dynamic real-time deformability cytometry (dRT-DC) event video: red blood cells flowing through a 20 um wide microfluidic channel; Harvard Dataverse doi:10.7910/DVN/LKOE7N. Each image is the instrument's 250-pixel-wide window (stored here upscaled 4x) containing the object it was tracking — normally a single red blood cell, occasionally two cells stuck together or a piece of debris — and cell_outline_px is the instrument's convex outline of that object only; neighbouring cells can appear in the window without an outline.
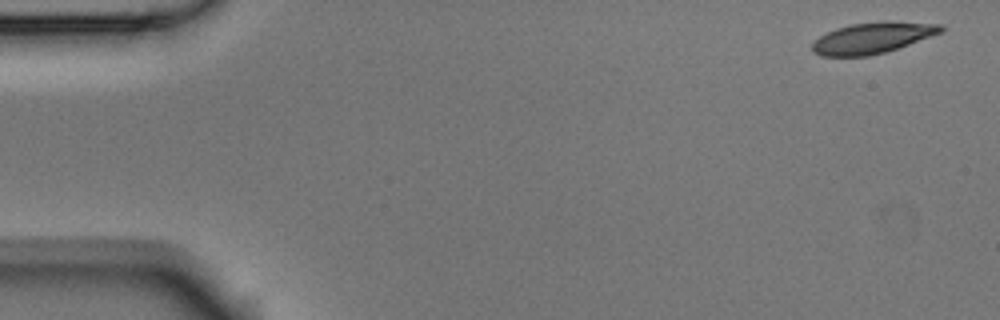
{"species": "Egyptian fruit bat (a non-hibernating species)", "species_latin": "Rousettus aegyptiacus", "temperature_condition": "room temperature", "stored_images_in_passage": 6, "camera_frame_rate_fps": 3000, "um_per_image_px": 0.085, "animal": {"sex": "male"}, "frame": {"image": 1, "passage_image": 1, "time_ms": 0.0, "image_size_px": [1000, 320], "cell_outline_px": [[944, 28], [940, 32], [908, 44], [884, 52], [868, 56], [820, 56], [812, 52], [812, 44], [820, 36], [836, 28], [852, 24], [884, 20], [944, 24]], "centroid_in_image_um": [74.14, 3.21], "position_along_channel_um": 10.9, "area_um2": 23.12}}
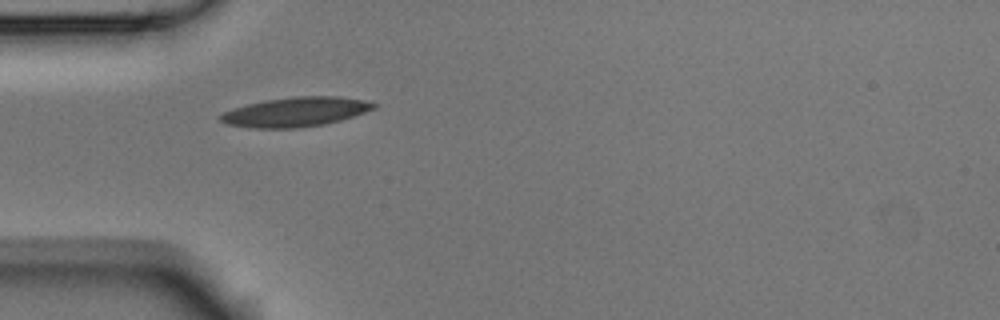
{"frame": {"image": 2, "passage_image": 5, "time_ms": 1.333, "image_size_px": [1000, 320], "cell_outline_px": [[376, 108], [340, 120], [324, 124], [296, 128], [252, 128], [228, 124], [220, 120], [220, 116], [224, 112], [232, 108], [264, 100], [296, 96], [336, 96], [364, 100], [376, 104]], "centroid_in_image_um": [25.11, 9.51], "position_along_channel_um": 59.9, "area_um2": 26.07}}
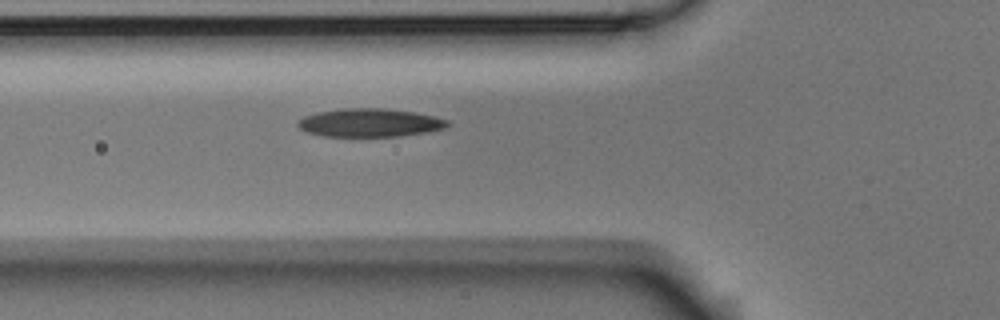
{"frame": {"image": 3, "passage_image": 6, "time_ms": 1.667, "image_size_px": [1000, 320], "cell_outline_px": [[452, 124], [444, 128], [428, 132], [400, 136], [324, 136], [304, 132], [296, 124], [304, 116], [320, 112], [344, 108], [388, 108], [416, 112], [436, 116], [448, 120]], "centroid_in_image_um": [31.48, 10.43], "position_along_channel_um": 94.3, "area_um2": 24.85}}